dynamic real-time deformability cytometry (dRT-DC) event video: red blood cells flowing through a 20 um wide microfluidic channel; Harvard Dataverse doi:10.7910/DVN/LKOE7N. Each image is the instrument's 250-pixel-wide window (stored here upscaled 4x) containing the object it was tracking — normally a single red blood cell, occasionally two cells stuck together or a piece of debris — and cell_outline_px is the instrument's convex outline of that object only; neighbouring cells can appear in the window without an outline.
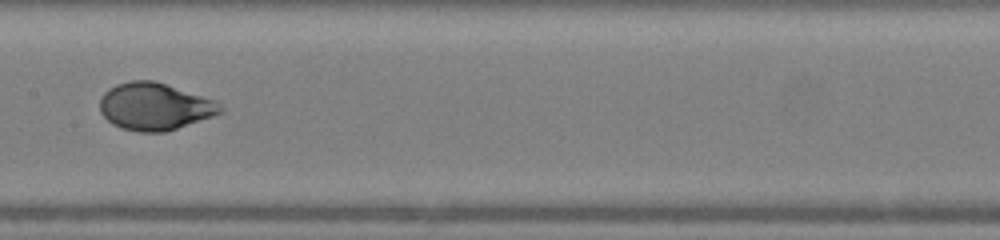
{"species": "human", "species_latin": "Homo sapiens", "temperature_condition": "warm", "stored_images_in_passage": 25, "camera_frame_rate_fps": 3000, "um_per_image_px": 0.085, "donor": {"sex": "female"}, "frame": {"image": 1, "passage_image": 22, "time_ms": 7.0, "image_size_px": [1000, 240], "cell_outline_px": [[224, 112], [164, 132], [140, 132], [120, 128], [112, 124], [100, 112], [100, 96], [108, 88], [116, 84], [132, 80], [152, 80], [216, 100], [224, 108]], "centroid_in_image_um": [13.13, 9.05], "position_along_channel_um": 194.3, "area_um2": 33.12}}